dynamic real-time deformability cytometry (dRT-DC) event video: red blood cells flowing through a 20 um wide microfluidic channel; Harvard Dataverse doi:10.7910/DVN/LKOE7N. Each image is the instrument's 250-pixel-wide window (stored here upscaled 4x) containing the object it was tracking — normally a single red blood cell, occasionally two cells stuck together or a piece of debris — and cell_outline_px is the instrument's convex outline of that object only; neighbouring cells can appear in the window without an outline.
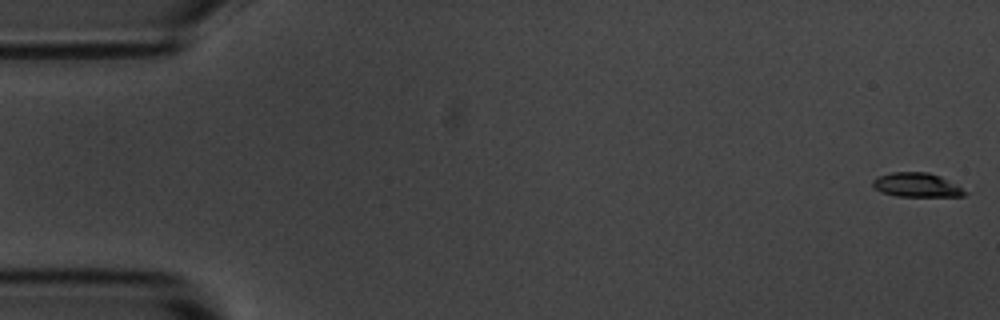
{"species": "common noctule bat (a hibernating species)", "species_latin": "Nyctalus noctula", "temperature_condition": "room temperature", "stored_images_in_passage": 6, "camera_frame_rate_fps": 3000, "um_per_image_px": 0.085, "animal": {"sex": "male", "body_mass_g": 20.1, "forearm_length_mm": 53.5}, "frame": {"image": 1, "passage_image": 1, "time_ms": 0.0, "image_size_px": [1000, 320], "cell_outline_px": [[968, 192], [964, 196], [896, 196], [884, 192], [876, 188], [872, 184], [872, 180], [880, 176], [892, 172], [928, 172], [940, 176]], "centroid_in_image_um": [77.92, 15.72], "position_along_channel_um": 7.1, "area_um2": 12.66}}
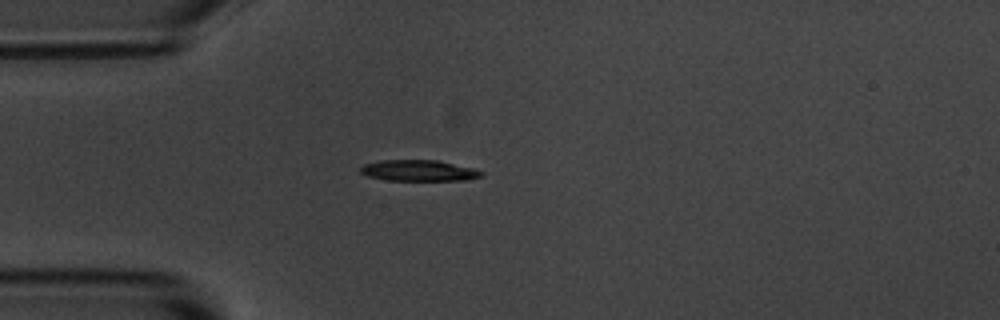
{"frame": {"image": 2, "passage_image": 5, "time_ms": 4.667, "image_size_px": [1000, 320], "cell_outline_px": [[484, 176], [468, 180], [388, 180], [368, 176], [360, 172], [360, 168], [364, 164], [380, 160], [436, 160], [472, 168], [484, 172]], "centroid_in_image_um": [35.61, 14.5], "position_along_channel_um": 49.4, "area_um2": 14.74}}